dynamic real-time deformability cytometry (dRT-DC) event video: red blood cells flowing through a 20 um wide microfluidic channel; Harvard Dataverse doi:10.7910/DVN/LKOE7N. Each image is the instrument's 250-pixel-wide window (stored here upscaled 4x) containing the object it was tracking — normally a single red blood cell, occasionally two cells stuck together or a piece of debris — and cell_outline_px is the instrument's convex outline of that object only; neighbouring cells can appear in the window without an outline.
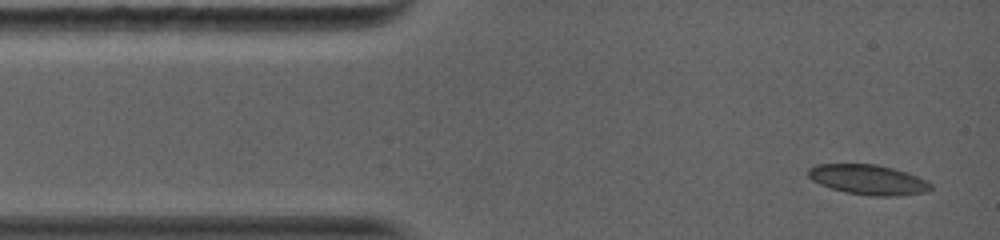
{"species": "common noctule bat (a hibernating species)", "species_latin": "Nyctalus noctula", "temperature_condition": "warm", "stored_images_in_passage": 40, "camera_frame_rate_fps": 5000, "um_per_image_px": 0.085, "animal": {"sex": "female", "body_mass_g": 19.0, "forearm_length_mm": 56.7}, "frame": {"image": 1, "passage_image": 1, "time_ms": 0.0, "image_size_px": [1000, 240], "cell_outline_px": [[932, 188], [928, 192], [896, 196], [872, 196], [844, 192], [820, 184], [812, 180], [808, 176], [808, 168], [816, 164], [876, 164], [892, 168], [916, 176], [932, 184]], "centroid_in_image_um": [73.78, 15.28], "position_along_channel_um": 11.2, "area_um2": 21.33}}
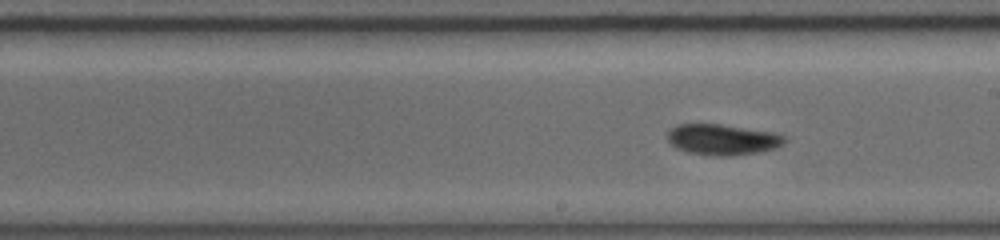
{"frame": {"image": 2, "passage_image": 23, "time_ms": 6.8, "image_size_px": [1000, 240], "cell_outline_px": [[788, 140], [784, 144], [776, 148], [756, 152], [732, 156], [716, 156], [688, 152], [676, 148], [668, 140], [668, 128], [676, 124], [720, 124], [776, 132], [788, 136]], "centroid_in_image_um": [61.45, 11.85], "position_along_channel_um": 227.5, "area_um2": 21.33}}
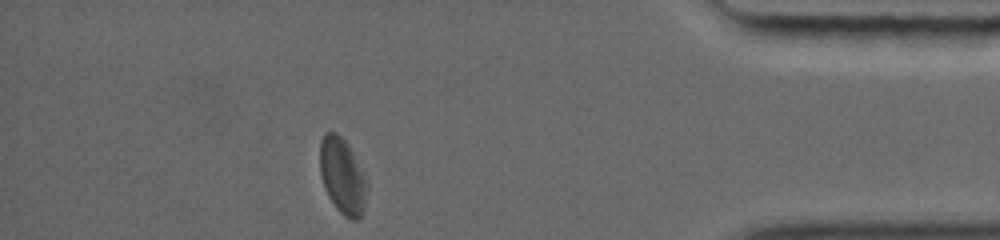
{"frame": {"image": 3, "passage_image": 40, "time_ms": 12.2, "image_size_px": [1000, 240], "cell_outline_px": [[368, 188], [364, 208], [360, 216], [356, 220], [352, 220], [344, 216], [336, 208], [328, 196], [320, 172], [320, 140], [324, 132], [336, 132], [348, 144], [368, 184]], "centroid_in_image_um": [29.1, 14.97], "position_along_channel_um": 406.1, "area_um2": 20.63}, "authors_computed_cell_mechanics": {"area_um2": 21.1548, "velocity_mm_per_s": 4.0714, "shape_relaxation_time_tau1_ms": 6.6048, "shape_relaxation_time_tau2_ms": 3.0234, "deformation_change_tau1": 0.1053, "deformation_change_tau2": 0.0645}}